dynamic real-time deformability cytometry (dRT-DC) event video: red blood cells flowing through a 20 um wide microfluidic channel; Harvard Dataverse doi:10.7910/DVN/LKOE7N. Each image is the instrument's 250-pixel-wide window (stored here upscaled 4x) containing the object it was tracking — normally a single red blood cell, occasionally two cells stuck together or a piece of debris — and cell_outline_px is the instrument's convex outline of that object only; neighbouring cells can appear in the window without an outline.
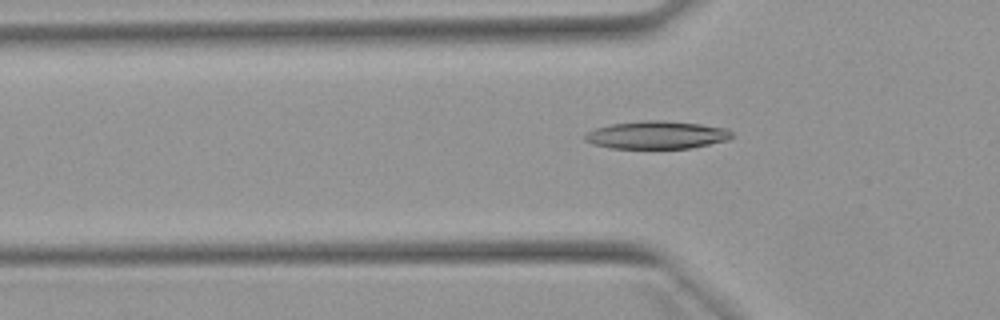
{"species": "Egyptian fruit bat (a non-hibernating species)", "species_latin": "Rousettus aegyptiacus", "temperature_condition": "warm", "stored_images_in_passage": 35, "camera_frame_rate_fps": 3000, "um_per_image_px": 0.085, "animal": {"sex": "female"}, "frame": {"image": 1, "passage_image": 5, "time_ms": 1.333, "image_size_px": [1000, 320], "cell_outline_px": [[732, 136], [728, 140], [692, 148], [612, 148], [592, 144], [584, 140], [584, 132], [596, 128], [612, 124], [640, 120], [664, 120], [700, 124], [728, 128], [732, 132]], "centroid_in_image_um": [55.81, 11.46], "position_along_channel_um": 70.0, "area_um2": 23.99}}
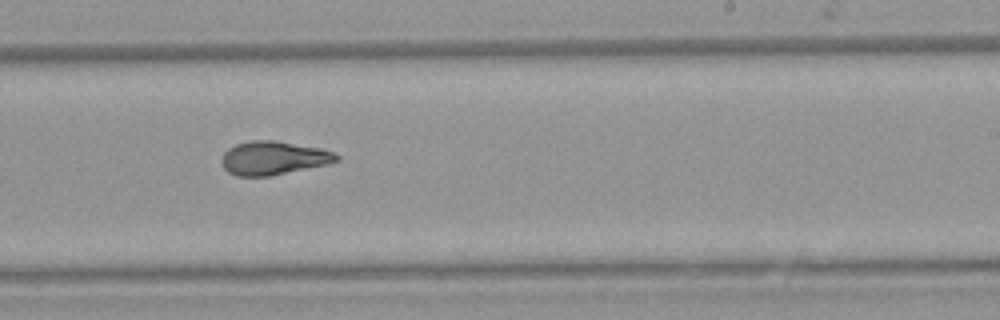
{"frame": {"image": 2, "passage_image": 20, "time_ms": 6.333, "image_size_px": [1000, 320], "cell_outline_px": [[340, 160], [324, 164], [268, 176], [236, 176], [228, 172], [224, 168], [220, 160], [224, 152], [228, 148], [236, 144], [252, 140], [276, 140], [320, 148], [336, 152], [340, 156]], "centroid_in_image_um": [23.21, 13.41], "position_along_channel_um": 265.8, "area_um2": 22.37}}
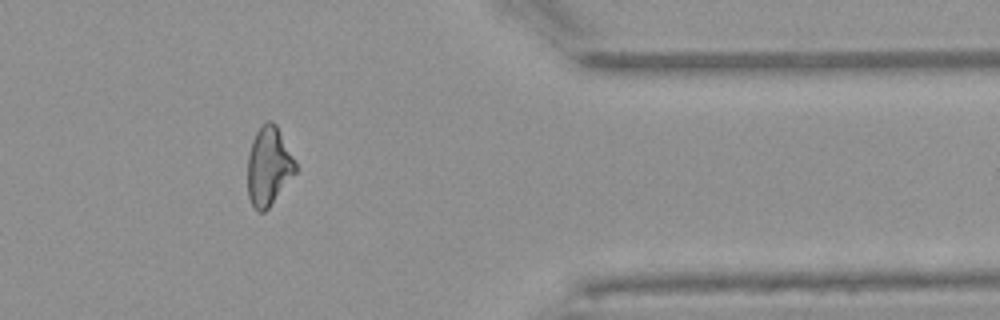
{"frame": {"image": 3, "passage_image": 31, "time_ms": 10.0, "image_size_px": [1000, 320], "cell_outline_px": [[296, 172], [268, 208], [264, 212], [256, 212], [248, 196], [248, 156], [252, 140], [260, 124], [268, 120], [272, 120], [276, 124], [296, 160]], "centroid_in_image_um": [22.84, 14.1], "position_along_channel_um": 388.6, "area_um2": 22.08}, "authors_computed_cell_mechanics": {"area_um2": 22.1374, "velocity_mm_per_s": 3.9115, "shape_relaxation_time_tau1_ms": null, "shape_relaxation_time_tau2_ms": 2.3443, "deformation_change_tau1": null, "deformation_change_tau2": 0.0886}}